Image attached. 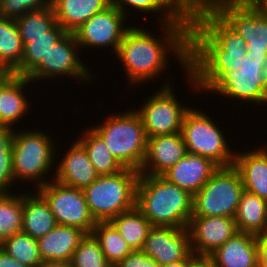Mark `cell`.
<instances>
[{
  "mask_svg": "<svg viewBox=\"0 0 267 267\" xmlns=\"http://www.w3.org/2000/svg\"><path fill=\"white\" fill-rule=\"evenodd\" d=\"M24 45L15 20L0 17V71H14L20 64Z\"/></svg>",
  "mask_w": 267,
  "mask_h": 267,
  "instance_id": "cell-30",
  "label": "cell"
},
{
  "mask_svg": "<svg viewBox=\"0 0 267 267\" xmlns=\"http://www.w3.org/2000/svg\"><path fill=\"white\" fill-rule=\"evenodd\" d=\"M0 97H1V71H0Z\"/></svg>",
  "mask_w": 267,
  "mask_h": 267,
  "instance_id": "cell-50",
  "label": "cell"
},
{
  "mask_svg": "<svg viewBox=\"0 0 267 267\" xmlns=\"http://www.w3.org/2000/svg\"><path fill=\"white\" fill-rule=\"evenodd\" d=\"M245 40L214 10L200 12L189 23V87L203 93L245 59ZM206 90V91H205Z\"/></svg>",
  "mask_w": 267,
  "mask_h": 267,
  "instance_id": "cell-1",
  "label": "cell"
},
{
  "mask_svg": "<svg viewBox=\"0 0 267 267\" xmlns=\"http://www.w3.org/2000/svg\"><path fill=\"white\" fill-rule=\"evenodd\" d=\"M0 267H28L11 257L0 247Z\"/></svg>",
  "mask_w": 267,
  "mask_h": 267,
  "instance_id": "cell-44",
  "label": "cell"
},
{
  "mask_svg": "<svg viewBox=\"0 0 267 267\" xmlns=\"http://www.w3.org/2000/svg\"><path fill=\"white\" fill-rule=\"evenodd\" d=\"M192 107L185 113L181 128L187 152L210 158L218 166L233 165L236 151L230 149L216 121L201 109Z\"/></svg>",
  "mask_w": 267,
  "mask_h": 267,
  "instance_id": "cell-8",
  "label": "cell"
},
{
  "mask_svg": "<svg viewBox=\"0 0 267 267\" xmlns=\"http://www.w3.org/2000/svg\"><path fill=\"white\" fill-rule=\"evenodd\" d=\"M15 130L0 125V151H12V140Z\"/></svg>",
  "mask_w": 267,
  "mask_h": 267,
  "instance_id": "cell-42",
  "label": "cell"
},
{
  "mask_svg": "<svg viewBox=\"0 0 267 267\" xmlns=\"http://www.w3.org/2000/svg\"><path fill=\"white\" fill-rule=\"evenodd\" d=\"M118 114V115H117ZM102 124L90 126L124 168L140 171L145 158L147 136L135 109L110 114Z\"/></svg>",
  "mask_w": 267,
  "mask_h": 267,
  "instance_id": "cell-5",
  "label": "cell"
},
{
  "mask_svg": "<svg viewBox=\"0 0 267 267\" xmlns=\"http://www.w3.org/2000/svg\"><path fill=\"white\" fill-rule=\"evenodd\" d=\"M187 267H214L211 259L206 256H195Z\"/></svg>",
  "mask_w": 267,
  "mask_h": 267,
  "instance_id": "cell-45",
  "label": "cell"
},
{
  "mask_svg": "<svg viewBox=\"0 0 267 267\" xmlns=\"http://www.w3.org/2000/svg\"><path fill=\"white\" fill-rule=\"evenodd\" d=\"M240 173L244 190L267 200V149L235 152L234 164Z\"/></svg>",
  "mask_w": 267,
  "mask_h": 267,
  "instance_id": "cell-22",
  "label": "cell"
},
{
  "mask_svg": "<svg viewBox=\"0 0 267 267\" xmlns=\"http://www.w3.org/2000/svg\"><path fill=\"white\" fill-rule=\"evenodd\" d=\"M23 194L22 232L34 239L48 234L56 225L54 215L45 198L35 190Z\"/></svg>",
  "mask_w": 267,
  "mask_h": 267,
  "instance_id": "cell-25",
  "label": "cell"
},
{
  "mask_svg": "<svg viewBox=\"0 0 267 267\" xmlns=\"http://www.w3.org/2000/svg\"><path fill=\"white\" fill-rule=\"evenodd\" d=\"M72 267H113L101 251L99 241L93 234H86L71 259Z\"/></svg>",
  "mask_w": 267,
  "mask_h": 267,
  "instance_id": "cell-36",
  "label": "cell"
},
{
  "mask_svg": "<svg viewBox=\"0 0 267 267\" xmlns=\"http://www.w3.org/2000/svg\"><path fill=\"white\" fill-rule=\"evenodd\" d=\"M23 195L0 193V243L22 232Z\"/></svg>",
  "mask_w": 267,
  "mask_h": 267,
  "instance_id": "cell-32",
  "label": "cell"
},
{
  "mask_svg": "<svg viewBox=\"0 0 267 267\" xmlns=\"http://www.w3.org/2000/svg\"><path fill=\"white\" fill-rule=\"evenodd\" d=\"M187 228L192 253L206 257L238 232L235 219L223 216H192Z\"/></svg>",
  "mask_w": 267,
  "mask_h": 267,
  "instance_id": "cell-16",
  "label": "cell"
},
{
  "mask_svg": "<svg viewBox=\"0 0 267 267\" xmlns=\"http://www.w3.org/2000/svg\"><path fill=\"white\" fill-rule=\"evenodd\" d=\"M250 0H196V16L205 10H215L224 3H249Z\"/></svg>",
  "mask_w": 267,
  "mask_h": 267,
  "instance_id": "cell-41",
  "label": "cell"
},
{
  "mask_svg": "<svg viewBox=\"0 0 267 267\" xmlns=\"http://www.w3.org/2000/svg\"><path fill=\"white\" fill-rule=\"evenodd\" d=\"M267 79L265 80V85H264V101H263V105L267 106Z\"/></svg>",
  "mask_w": 267,
  "mask_h": 267,
  "instance_id": "cell-49",
  "label": "cell"
},
{
  "mask_svg": "<svg viewBox=\"0 0 267 267\" xmlns=\"http://www.w3.org/2000/svg\"><path fill=\"white\" fill-rule=\"evenodd\" d=\"M246 42V55L267 57V16L250 3H224L214 10Z\"/></svg>",
  "mask_w": 267,
  "mask_h": 267,
  "instance_id": "cell-13",
  "label": "cell"
},
{
  "mask_svg": "<svg viewBox=\"0 0 267 267\" xmlns=\"http://www.w3.org/2000/svg\"><path fill=\"white\" fill-rule=\"evenodd\" d=\"M239 232H267V200L244 190L234 217Z\"/></svg>",
  "mask_w": 267,
  "mask_h": 267,
  "instance_id": "cell-26",
  "label": "cell"
},
{
  "mask_svg": "<svg viewBox=\"0 0 267 267\" xmlns=\"http://www.w3.org/2000/svg\"><path fill=\"white\" fill-rule=\"evenodd\" d=\"M136 207L153 226L187 228L193 214V195L163 176L140 174Z\"/></svg>",
  "mask_w": 267,
  "mask_h": 267,
  "instance_id": "cell-3",
  "label": "cell"
},
{
  "mask_svg": "<svg viewBox=\"0 0 267 267\" xmlns=\"http://www.w3.org/2000/svg\"><path fill=\"white\" fill-rule=\"evenodd\" d=\"M166 81L157 92L149 95L140 108V115L147 138L181 132L185 113L191 108L179 101L172 85Z\"/></svg>",
  "mask_w": 267,
  "mask_h": 267,
  "instance_id": "cell-10",
  "label": "cell"
},
{
  "mask_svg": "<svg viewBox=\"0 0 267 267\" xmlns=\"http://www.w3.org/2000/svg\"><path fill=\"white\" fill-rule=\"evenodd\" d=\"M50 0H0V17L17 19L29 11L47 7Z\"/></svg>",
  "mask_w": 267,
  "mask_h": 267,
  "instance_id": "cell-37",
  "label": "cell"
},
{
  "mask_svg": "<svg viewBox=\"0 0 267 267\" xmlns=\"http://www.w3.org/2000/svg\"><path fill=\"white\" fill-rule=\"evenodd\" d=\"M183 17H196V0H167Z\"/></svg>",
  "mask_w": 267,
  "mask_h": 267,
  "instance_id": "cell-40",
  "label": "cell"
},
{
  "mask_svg": "<svg viewBox=\"0 0 267 267\" xmlns=\"http://www.w3.org/2000/svg\"><path fill=\"white\" fill-rule=\"evenodd\" d=\"M110 222L132 250H142L147 235L153 225L135 206L112 218Z\"/></svg>",
  "mask_w": 267,
  "mask_h": 267,
  "instance_id": "cell-29",
  "label": "cell"
},
{
  "mask_svg": "<svg viewBox=\"0 0 267 267\" xmlns=\"http://www.w3.org/2000/svg\"><path fill=\"white\" fill-rule=\"evenodd\" d=\"M249 3L255 9L267 16V0H250Z\"/></svg>",
  "mask_w": 267,
  "mask_h": 267,
  "instance_id": "cell-46",
  "label": "cell"
},
{
  "mask_svg": "<svg viewBox=\"0 0 267 267\" xmlns=\"http://www.w3.org/2000/svg\"><path fill=\"white\" fill-rule=\"evenodd\" d=\"M64 155L61 161L56 160L58 166L55 167V176L52 180L68 187L84 189L98 178L99 174L91 163L87 151L77 140Z\"/></svg>",
  "mask_w": 267,
  "mask_h": 267,
  "instance_id": "cell-18",
  "label": "cell"
},
{
  "mask_svg": "<svg viewBox=\"0 0 267 267\" xmlns=\"http://www.w3.org/2000/svg\"><path fill=\"white\" fill-rule=\"evenodd\" d=\"M0 247L28 267H39L43 263L39 253L38 240L26 233L14 234L0 243Z\"/></svg>",
  "mask_w": 267,
  "mask_h": 267,
  "instance_id": "cell-33",
  "label": "cell"
},
{
  "mask_svg": "<svg viewBox=\"0 0 267 267\" xmlns=\"http://www.w3.org/2000/svg\"><path fill=\"white\" fill-rule=\"evenodd\" d=\"M243 191L242 179L237 168L234 165L219 166L193 196L192 216L234 218Z\"/></svg>",
  "mask_w": 267,
  "mask_h": 267,
  "instance_id": "cell-7",
  "label": "cell"
},
{
  "mask_svg": "<svg viewBox=\"0 0 267 267\" xmlns=\"http://www.w3.org/2000/svg\"><path fill=\"white\" fill-rule=\"evenodd\" d=\"M140 173L124 168L113 175H99L82 189L89 212L96 222L110 221L136 206V187Z\"/></svg>",
  "mask_w": 267,
  "mask_h": 267,
  "instance_id": "cell-6",
  "label": "cell"
},
{
  "mask_svg": "<svg viewBox=\"0 0 267 267\" xmlns=\"http://www.w3.org/2000/svg\"><path fill=\"white\" fill-rule=\"evenodd\" d=\"M258 267H267V232L257 235Z\"/></svg>",
  "mask_w": 267,
  "mask_h": 267,
  "instance_id": "cell-43",
  "label": "cell"
},
{
  "mask_svg": "<svg viewBox=\"0 0 267 267\" xmlns=\"http://www.w3.org/2000/svg\"><path fill=\"white\" fill-rule=\"evenodd\" d=\"M67 32L57 23L48 36L21 37L24 45L21 64L13 71L18 76H27L42 60L52 45H55Z\"/></svg>",
  "mask_w": 267,
  "mask_h": 267,
  "instance_id": "cell-27",
  "label": "cell"
},
{
  "mask_svg": "<svg viewBox=\"0 0 267 267\" xmlns=\"http://www.w3.org/2000/svg\"><path fill=\"white\" fill-rule=\"evenodd\" d=\"M86 233L76 227L57 224L38 239L39 253L46 261H71L73 253Z\"/></svg>",
  "mask_w": 267,
  "mask_h": 267,
  "instance_id": "cell-23",
  "label": "cell"
},
{
  "mask_svg": "<svg viewBox=\"0 0 267 267\" xmlns=\"http://www.w3.org/2000/svg\"><path fill=\"white\" fill-rule=\"evenodd\" d=\"M57 23L67 32L74 33L92 16L110 6V0H50Z\"/></svg>",
  "mask_w": 267,
  "mask_h": 267,
  "instance_id": "cell-24",
  "label": "cell"
},
{
  "mask_svg": "<svg viewBox=\"0 0 267 267\" xmlns=\"http://www.w3.org/2000/svg\"><path fill=\"white\" fill-rule=\"evenodd\" d=\"M92 234L99 241L101 251L113 267L133 251L110 221L96 222Z\"/></svg>",
  "mask_w": 267,
  "mask_h": 267,
  "instance_id": "cell-31",
  "label": "cell"
},
{
  "mask_svg": "<svg viewBox=\"0 0 267 267\" xmlns=\"http://www.w3.org/2000/svg\"><path fill=\"white\" fill-rule=\"evenodd\" d=\"M218 167L210 158L187 153L162 176L194 196Z\"/></svg>",
  "mask_w": 267,
  "mask_h": 267,
  "instance_id": "cell-20",
  "label": "cell"
},
{
  "mask_svg": "<svg viewBox=\"0 0 267 267\" xmlns=\"http://www.w3.org/2000/svg\"><path fill=\"white\" fill-rule=\"evenodd\" d=\"M48 202L55 221L92 234L96 221L91 216L82 189L68 187L55 180L36 189Z\"/></svg>",
  "mask_w": 267,
  "mask_h": 267,
  "instance_id": "cell-11",
  "label": "cell"
},
{
  "mask_svg": "<svg viewBox=\"0 0 267 267\" xmlns=\"http://www.w3.org/2000/svg\"><path fill=\"white\" fill-rule=\"evenodd\" d=\"M13 183L12 151H0V193H11Z\"/></svg>",
  "mask_w": 267,
  "mask_h": 267,
  "instance_id": "cell-38",
  "label": "cell"
},
{
  "mask_svg": "<svg viewBox=\"0 0 267 267\" xmlns=\"http://www.w3.org/2000/svg\"><path fill=\"white\" fill-rule=\"evenodd\" d=\"M39 267H72L70 261H46Z\"/></svg>",
  "mask_w": 267,
  "mask_h": 267,
  "instance_id": "cell-47",
  "label": "cell"
},
{
  "mask_svg": "<svg viewBox=\"0 0 267 267\" xmlns=\"http://www.w3.org/2000/svg\"><path fill=\"white\" fill-rule=\"evenodd\" d=\"M187 153L181 132L150 137L139 173L162 176Z\"/></svg>",
  "mask_w": 267,
  "mask_h": 267,
  "instance_id": "cell-17",
  "label": "cell"
},
{
  "mask_svg": "<svg viewBox=\"0 0 267 267\" xmlns=\"http://www.w3.org/2000/svg\"><path fill=\"white\" fill-rule=\"evenodd\" d=\"M190 261H177L172 262L162 267H187Z\"/></svg>",
  "mask_w": 267,
  "mask_h": 267,
  "instance_id": "cell-48",
  "label": "cell"
},
{
  "mask_svg": "<svg viewBox=\"0 0 267 267\" xmlns=\"http://www.w3.org/2000/svg\"><path fill=\"white\" fill-rule=\"evenodd\" d=\"M20 37L48 36L56 24L55 12L51 3L42 9L29 11L15 19Z\"/></svg>",
  "mask_w": 267,
  "mask_h": 267,
  "instance_id": "cell-35",
  "label": "cell"
},
{
  "mask_svg": "<svg viewBox=\"0 0 267 267\" xmlns=\"http://www.w3.org/2000/svg\"><path fill=\"white\" fill-rule=\"evenodd\" d=\"M76 140L87 151L89 159L99 175H113L124 169L112 155L103 139L90 128V125Z\"/></svg>",
  "mask_w": 267,
  "mask_h": 267,
  "instance_id": "cell-28",
  "label": "cell"
},
{
  "mask_svg": "<svg viewBox=\"0 0 267 267\" xmlns=\"http://www.w3.org/2000/svg\"><path fill=\"white\" fill-rule=\"evenodd\" d=\"M126 18L112 5L92 16L74 32L80 49L112 47L116 54L125 32L130 28L127 25L124 27Z\"/></svg>",
  "mask_w": 267,
  "mask_h": 267,
  "instance_id": "cell-14",
  "label": "cell"
},
{
  "mask_svg": "<svg viewBox=\"0 0 267 267\" xmlns=\"http://www.w3.org/2000/svg\"><path fill=\"white\" fill-rule=\"evenodd\" d=\"M208 257L214 267H258L257 235L238 231Z\"/></svg>",
  "mask_w": 267,
  "mask_h": 267,
  "instance_id": "cell-21",
  "label": "cell"
},
{
  "mask_svg": "<svg viewBox=\"0 0 267 267\" xmlns=\"http://www.w3.org/2000/svg\"><path fill=\"white\" fill-rule=\"evenodd\" d=\"M142 251L161 267L172 262L191 261L195 257L188 228L153 226Z\"/></svg>",
  "mask_w": 267,
  "mask_h": 267,
  "instance_id": "cell-15",
  "label": "cell"
},
{
  "mask_svg": "<svg viewBox=\"0 0 267 267\" xmlns=\"http://www.w3.org/2000/svg\"><path fill=\"white\" fill-rule=\"evenodd\" d=\"M114 267H161L152 257L147 256L142 250H133Z\"/></svg>",
  "mask_w": 267,
  "mask_h": 267,
  "instance_id": "cell-39",
  "label": "cell"
},
{
  "mask_svg": "<svg viewBox=\"0 0 267 267\" xmlns=\"http://www.w3.org/2000/svg\"><path fill=\"white\" fill-rule=\"evenodd\" d=\"M79 49L74 33H66L55 45L51 46L46 57L26 77L33 83L42 78L53 80L62 76L91 82L94 76L79 59L77 52Z\"/></svg>",
  "mask_w": 267,
  "mask_h": 267,
  "instance_id": "cell-12",
  "label": "cell"
},
{
  "mask_svg": "<svg viewBox=\"0 0 267 267\" xmlns=\"http://www.w3.org/2000/svg\"><path fill=\"white\" fill-rule=\"evenodd\" d=\"M110 5L116 7L127 17L128 7L143 13H160L161 24L178 22L183 16L167 0H110ZM128 6V7H127ZM127 7V8H126Z\"/></svg>",
  "mask_w": 267,
  "mask_h": 267,
  "instance_id": "cell-34",
  "label": "cell"
},
{
  "mask_svg": "<svg viewBox=\"0 0 267 267\" xmlns=\"http://www.w3.org/2000/svg\"><path fill=\"white\" fill-rule=\"evenodd\" d=\"M32 84L26 76H18L12 71H1L0 125L11 128L31 110L25 90ZM24 115V116H23Z\"/></svg>",
  "mask_w": 267,
  "mask_h": 267,
  "instance_id": "cell-19",
  "label": "cell"
},
{
  "mask_svg": "<svg viewBox=\"0 0 267 267\" xmlns=\"http://www.w3.org/2000/svg\"><path fill=\"white\" fill-rule=\"evenodd\" d=\"M189 23L190 19L183 17L178 22L161 24L164 36L157 38L144 27L130 26L115 54L125 68L129 86L154 80L166 72L170 53L176 56L183 72H189Z\"/></svg>",
  "mask_w": 267,
  "mask_h": 267,
  "instance_id": "cell-2",
  "label": "cell"
},
{
  "mask_svg": "<svg viewBox=\"0 0 267 267\" xmlns=\"http://www.w3.org/2000/svg\"><path fill=\"white\" fill-rule=\"evenodd\" d=\"M49 135L37 129H15L12 140V174L15 185L16 181L26 183L28 180L29 183H34L36 190L52 181L46 174L48 176L49 171L55 169L52 167L56 165L54 163L58 148Z\"/></svg>",
  "mask_w": 267,
  "mask_h": 267,
  "instance_id": "cell-4",
  "label": "cell"
},
{
  "mask_svg": "<svg viewBox=\"0 0 267 267\" xmlns=\"http://www.w3.org/2000/svg\"><path fill=\"white\" fill-rule=\"evenodd\" d=\"M266 79L267 57L246 55L235 70L225 72L207 92L226 97L224 99L262 106Z\"/></svg>",
  "mask_w": 267,
  "mask_h": 267,
  "instance_id": "cell-9",
  "label": "cell"
}]
</instances>
